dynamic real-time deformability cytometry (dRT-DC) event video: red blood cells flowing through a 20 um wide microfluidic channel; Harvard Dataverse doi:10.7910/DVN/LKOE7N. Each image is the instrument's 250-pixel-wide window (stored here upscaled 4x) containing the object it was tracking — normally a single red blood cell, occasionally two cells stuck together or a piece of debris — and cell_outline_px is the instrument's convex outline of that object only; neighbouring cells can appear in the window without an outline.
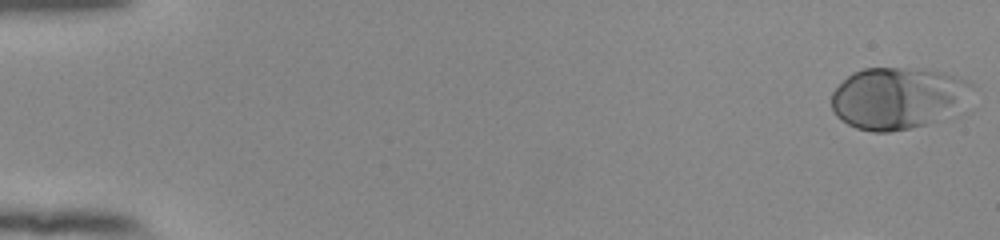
{"species": "human", "species_latin": "Homo sapiens", "temperature_condition": "room temperature", "stored_images_in_passage": 48, "camera_frame_rate_fps": 3000, "um_per_image_px": 0.085, "donor": {"sex": "female"}, "frame": {"image": 1, "passage_image": 1, "time_ms": 0.0, "image_size_px": [1000, 240], "cell_outline_px": [[972, 112], [952, 120], [888, 132], [872, 132], [856, 128], [840, 120], [836, 116], [832, 108], [832, 92], [852, 72], [864, 68], [924, 68], [944, 72], [968, 80], [972, 84]], "centroid_in_image_um": [76.55, 8.38], "position_along_channel_um": 8.5, "area_um2": 53.23}}